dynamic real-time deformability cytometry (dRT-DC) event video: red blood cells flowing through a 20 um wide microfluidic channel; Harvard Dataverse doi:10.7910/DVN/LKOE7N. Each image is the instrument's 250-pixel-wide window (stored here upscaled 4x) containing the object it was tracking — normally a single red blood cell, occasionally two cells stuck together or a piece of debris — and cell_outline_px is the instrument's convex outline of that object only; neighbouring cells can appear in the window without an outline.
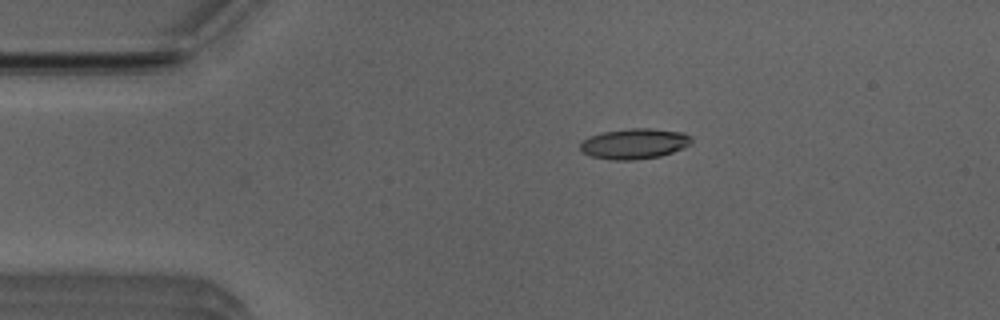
{"species": "Egyptian fruit bat (a non-hibernating species)", "species_latin": "Rousettus aegyptiacus", "temperature_condition": "room temperature", "stored_images_in_passage": 8, "camera_frame_rate_fps": 3000, "um_per_image_px": 0.085, "animal": {"sex": "male"}, "frame": {"image": 1, "passage_image": 1, "time_ms": 0.0, "image_size_px": [1000, 320], "cell_outline_px": [[692, 144], [684, 148], [660, 156], [632, 160], [612, 160], [592, 156], [584, 152], [580, 148], [580, 144], [588, 136], [604, 132], [628, 128], [652, 128], [684, 132], [692, 136]], "centroid_in_image_um": [53.97, 12.2], "position_along_channel_um": 31.0, "area_um2": 19.83}}
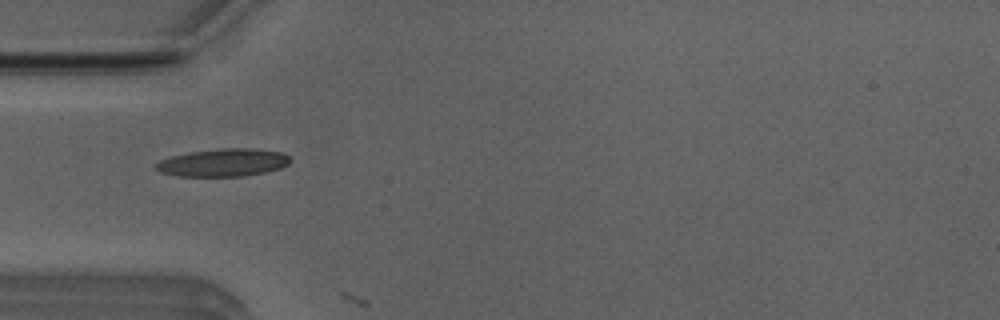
{"frame": {"image": 2, "passage_image": 7, "time_ms": 2.0, "image_size_px": [1000, 320], "cell_outline_px": [[292, 160], [288, 164], [280, 168], [264, 172], [244, 176], [180, 176], [160, 172], [152, 164], [160, 160], [172, 156], [188, 152], [220, 148], [252, 148], [284, 152]], "centroid_in_image_um": [18.97, 13.81], "position_along_channel_um": 66.0, "area_um2": 21.85}}